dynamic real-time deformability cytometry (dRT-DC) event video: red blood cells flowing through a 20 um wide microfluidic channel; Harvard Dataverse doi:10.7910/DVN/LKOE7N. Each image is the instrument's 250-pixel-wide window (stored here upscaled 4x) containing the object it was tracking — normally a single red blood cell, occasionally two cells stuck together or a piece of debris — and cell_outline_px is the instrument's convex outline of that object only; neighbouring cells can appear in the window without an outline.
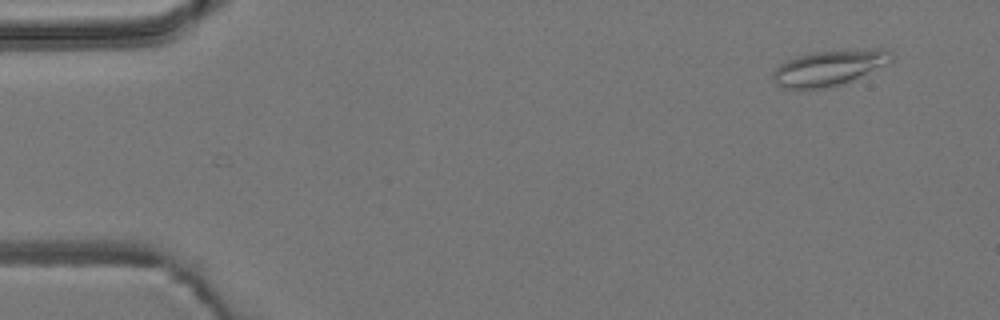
{"species": "common noctule bat (a hibernating species)", "species_latin": "Nyctalus noctula", "temperature_condition": "room temperature", "stored_images_in_passage": 2, "camera_frame_rate_fps": 3000, "um_per_image_px": 0.085, "animal": {"sex": "male", "body_mass_g": 19.2, "forearm_length_mm": 51.8}, "frame": {"image": 1, "passage_image": 1, "time_ms": 0.0, "image_size_px": [1000, 320], "cell_outline_px": [[896, 56], [892, 60], [844, 84], [824, 88], [784, 88], [776, 84], [772, 80], [772, 72], [780, 64], [788, 60], [812, 52], [864, 48], [884, 48], [892, 52]], "centroid_in_image_um": [70.5, 5.74], "position_along_channel_um": 14.5, "area_um2": 24.45}}